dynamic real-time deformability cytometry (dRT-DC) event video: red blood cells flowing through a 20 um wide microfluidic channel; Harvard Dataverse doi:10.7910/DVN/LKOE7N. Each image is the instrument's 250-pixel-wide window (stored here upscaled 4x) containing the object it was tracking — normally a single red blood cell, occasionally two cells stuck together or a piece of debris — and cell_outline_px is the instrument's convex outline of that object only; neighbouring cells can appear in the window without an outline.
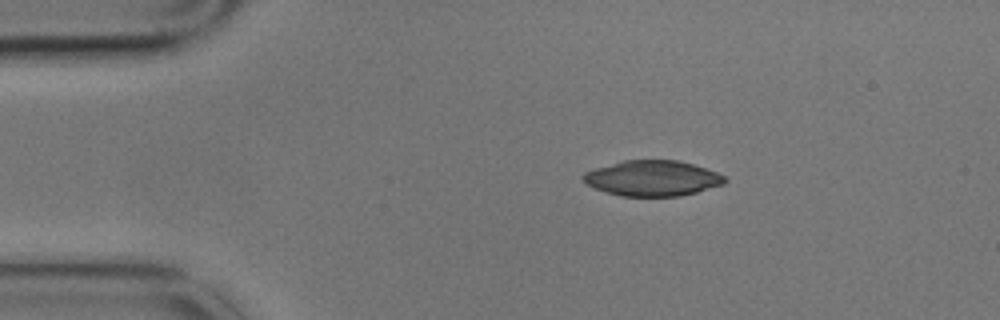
{"species": "common noctule bat (a hibernating species)", "species_latin": "Nyctalus noctula", "temperature_condition": "cold", "stored_images_in_passage": 3, "camera_frame_rate_fps": 3000, "um_per_image_px": 0.085, "animal": {"sex": "male", "body_mass_g": 17.9}, "frame": {"image": 1, "passage_image": 1, "time_ms": 0.0, "image_size_px": [1000, 320], "cell_outline_px": [[728, 180], [724, 184], [696, 192], [680, 196], [620, 196], [596, 188], [588, 184], [580, 176], [584, 172], [596, 168], [624, 160], [676, 160], [692, 164], [716, 172], [724, 176]], "centroid_in_image_um": [55.46, 15.15], "position_along_channel_um": 29.5, "area_um2": 29.02}}